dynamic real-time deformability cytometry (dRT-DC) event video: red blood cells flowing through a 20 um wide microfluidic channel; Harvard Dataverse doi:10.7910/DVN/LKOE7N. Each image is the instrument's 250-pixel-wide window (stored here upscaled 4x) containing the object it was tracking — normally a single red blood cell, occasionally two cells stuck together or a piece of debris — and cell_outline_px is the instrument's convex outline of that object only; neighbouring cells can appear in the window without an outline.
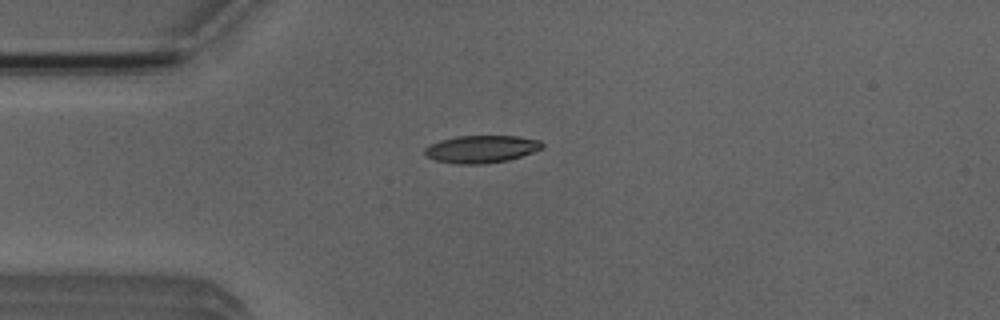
{"species": "Egyptian fruit bat (a non-hibernating species)", "species_latin": "Rousettus aegyptiacus", "temperature_condition": "room temperature", "stored_images_in_passage": 1, "camera_frame_rate_fps": 3000, "um_per_image_px": 0.085, "animal": {"sex": "male"}, "frame": {"image": 1, "passage_image": 1, "time_ms": 0.0, "image_size_px": [1000, 320], "cell_outline_px": [[544, 148], [508, 160], [484, 164], [456, 164], [436, 160], [424, 156], [424, 148], [428, 144], [440, 140], [456, 136], [516, 136], [540, 140], [544, 144]], "centroid_in_image_um": [40.88, 12.67], "position_along_channel_um": 44.1, "area_um2": 18.96}}